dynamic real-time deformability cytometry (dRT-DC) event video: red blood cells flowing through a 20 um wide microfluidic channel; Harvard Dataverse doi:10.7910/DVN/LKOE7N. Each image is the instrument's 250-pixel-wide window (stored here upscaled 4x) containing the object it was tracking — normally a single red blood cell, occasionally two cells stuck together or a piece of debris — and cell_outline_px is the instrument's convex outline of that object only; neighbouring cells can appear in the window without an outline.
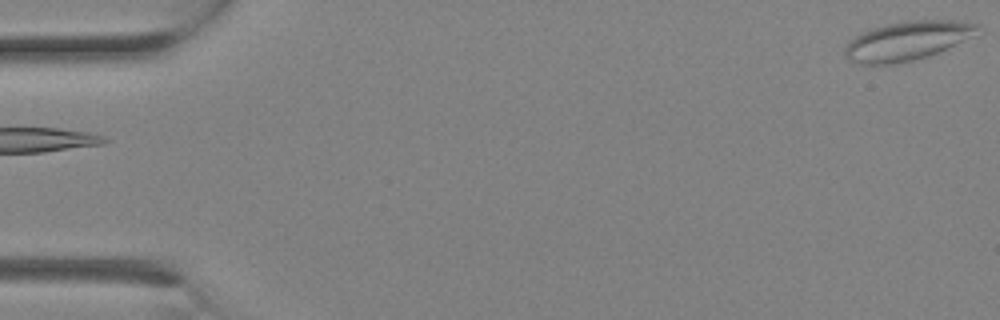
{"species": "Egyptian fruit bat (a non-hibernating species)", "species_latin": "Rousettus aegyptiacus", "temperature_condition": "room temperature", "stored_images_in_passage": 3, "camera_frame_rate_fps": 3000, "um_per_image_px": 0.085, "animal": {"sex": "female"}, "frame": {"image": 1, "passage_image": 1, "time_ms": 0.0, "image_size_px": [1000, 320], "cell_outline_px": [[980, 24], [972, 36], [928, 56], [896, 64], [856, 64], [848, 60], [844, 56], [844, 48], [860, 32], [872, 28], [888, 24], [908, 20], [952, 20]], "centroid_in_image_um": [77.04, 3.47], "position_along_channel_um": 8.0, "area_um2": 29.77}}